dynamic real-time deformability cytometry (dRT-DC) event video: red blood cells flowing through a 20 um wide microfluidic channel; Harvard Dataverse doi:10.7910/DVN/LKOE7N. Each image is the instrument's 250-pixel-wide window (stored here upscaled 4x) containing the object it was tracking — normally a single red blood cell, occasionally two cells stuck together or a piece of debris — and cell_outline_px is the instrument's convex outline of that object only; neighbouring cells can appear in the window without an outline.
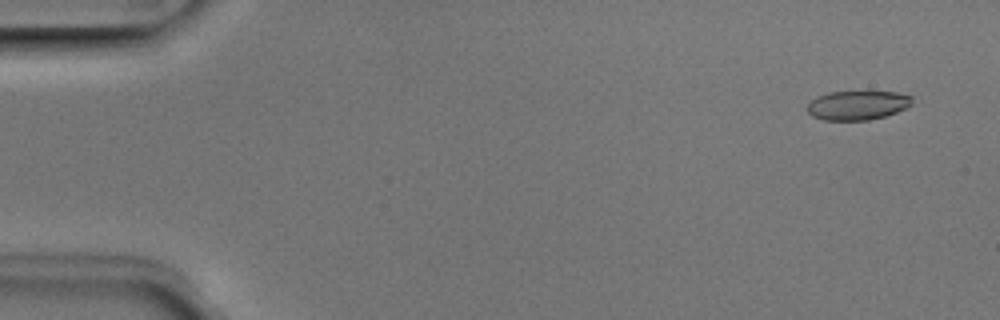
{"species": "Egyptian fruit bat (a non-hibernating species)", "species_latin": "Rousettus aegyptiacus", "temperature_condition": "room temperature", "stored_images_in_passage": 9, "camera_frame_rate_fps": 3000, "um_per_image_px": 0.085, "animal": {"sex": "male"}, "frame": {"image": 1, "passage_image": 3, "time_ms": 0.667, "image_size_px": [1000, 320], "cell_outline_px": [[912, 104], [896, 112], [884, 116], [868, 120], [824, 120], [812, 116], [804, 108], [816, 96], [828, 92], [896, 92], [912, 96]], "centroid_in_image_um": [72.84, 8.94], "position_along_channel_um": 12.2, "area_um2": 17.8}}